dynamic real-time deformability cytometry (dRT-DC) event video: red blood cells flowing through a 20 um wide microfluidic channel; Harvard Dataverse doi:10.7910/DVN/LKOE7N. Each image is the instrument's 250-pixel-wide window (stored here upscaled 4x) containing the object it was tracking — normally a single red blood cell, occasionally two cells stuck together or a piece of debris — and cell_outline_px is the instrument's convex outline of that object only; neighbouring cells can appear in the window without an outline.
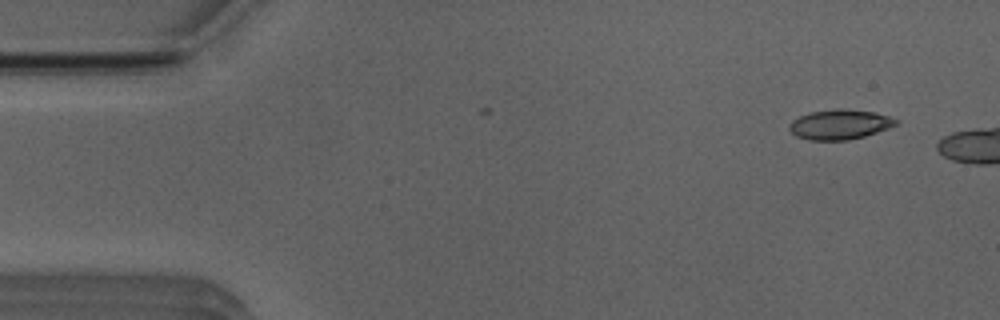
{"species": "Egyptian fruit bat (a non-hibernating species)", "species_latin": "Rousettus aegyptiacus", "temperature_condition": "room temperature", "stored_images_in_passage": 6, "camera_frame_rate_fps": 3000, "um_per_image_px": 0.085, "animal": {"sex": "male"}, "frame": {"image": 1, "passage_image": 3, "time_ms": 0.667, "image_size_px": [1000, 320], "cell_outline_px": [[900, 124], [864, 136], [848, 140], [808, 140], [796, 136], [788, 128], [788, 124], [792, 120], [800, 116], [812, 112], [836, 108], [844, 108], [876, 112], [900, 120]], "centroid_in_image_um": [71.4, 10.57], "position_along_channel_um": 13.6, "area_um2": 18.73}}